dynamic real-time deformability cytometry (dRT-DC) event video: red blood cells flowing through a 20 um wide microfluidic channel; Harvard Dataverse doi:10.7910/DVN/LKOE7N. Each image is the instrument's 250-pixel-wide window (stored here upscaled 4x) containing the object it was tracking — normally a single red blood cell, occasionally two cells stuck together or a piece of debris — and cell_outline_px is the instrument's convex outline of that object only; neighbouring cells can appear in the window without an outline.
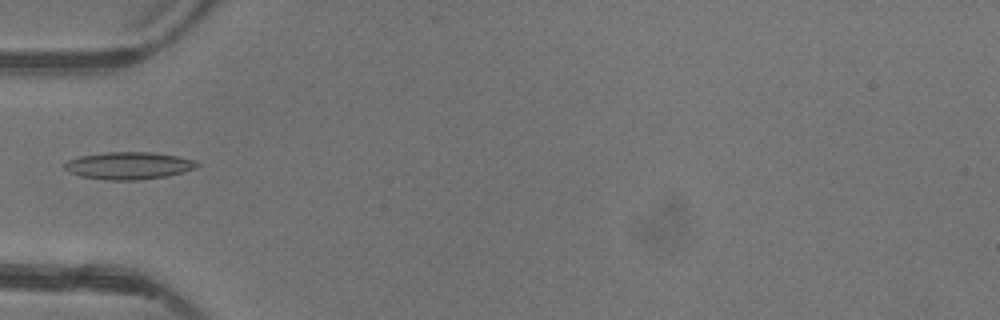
{"species": "common noctule bat (a hibernating species)", "species_latin": "Nyctalus noctula", "temperature_condition": "warm", "stored_images_in_passage": 3, "camera_frame_rate_fps": 3000, "um_per_image_px": 0.085, "animal": {"sex": "female"}, "frame": {"image": 1, "passage_image": 2, "time_ms": 1.333, "image_size_px": [1000, 320], "cell_outline_px": [[200, 164], [196, 168], [168, 176], [136, 180], [108, 180], [80, 176], [68, 172], [64, 168], [64, 164], [68, 160], [80, 156], [104, 152], [156, 152], [196, 160]], "centroid_in_image_um": [10.94, 14.07], "position_along_channel_um": 74.1, "area_um2": 21.21}}